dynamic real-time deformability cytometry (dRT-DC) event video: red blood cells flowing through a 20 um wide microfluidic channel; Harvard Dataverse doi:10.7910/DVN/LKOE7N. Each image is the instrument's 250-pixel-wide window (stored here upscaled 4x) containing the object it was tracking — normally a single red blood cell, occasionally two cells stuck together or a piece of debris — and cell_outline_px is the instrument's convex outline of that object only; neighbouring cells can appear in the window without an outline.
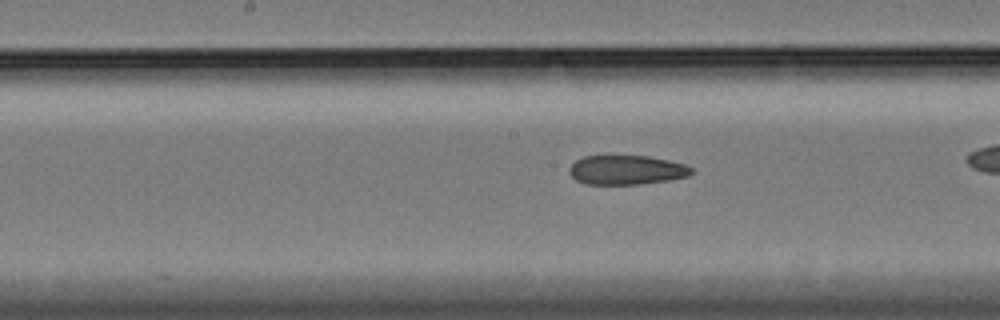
{"species": "Egyptian fruit bat (a non-hibernating species)", "species_latin": "Rousettus aegyptiacus", "temperature_condition": "cold", "stored_images_in_passage": 31, "camera_frame_rate_fps": 3000, "um_per_image_px": 0.085, "animal": {"sex": "female"}, "frame": {"image": 1, "passage_image": 14, "time_ms": 4.333, "image_size_px": [1000, 320], "cell_outline_px": [[696, 172], [688, 176], [668, 180], [640, 184], [584, 184], [576, 180], [568, 172], [568, 168], [576, 160], [584, 156], [648, 156], [668, 160], [684, 164], [692, 168]], "centroid_in_image_um": [53.25, 14.45], "position_along_channel_um": 194.9, "area_um2": 20.92}}
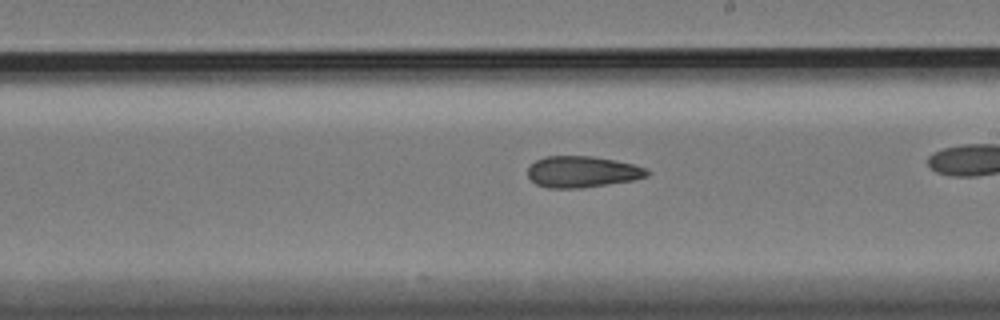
{"frame": {"image": 2, "passage_image": 18, "time_ms": 5.667, "image_size_px": [1000, 320], "cell_outline_px": [[652, 172], [648, 176], [632, 180], [584, 188], [548, 188], [536, 184], [528, 176], [528, 168], [536, 160], [544, 156], [592, 156], [616, 160], [632, 164], [644, 168]], "centroid_in_image_um": [49.49, 14.6], "position_along_channel_um": 239.5, "area_um2": 21.79}}
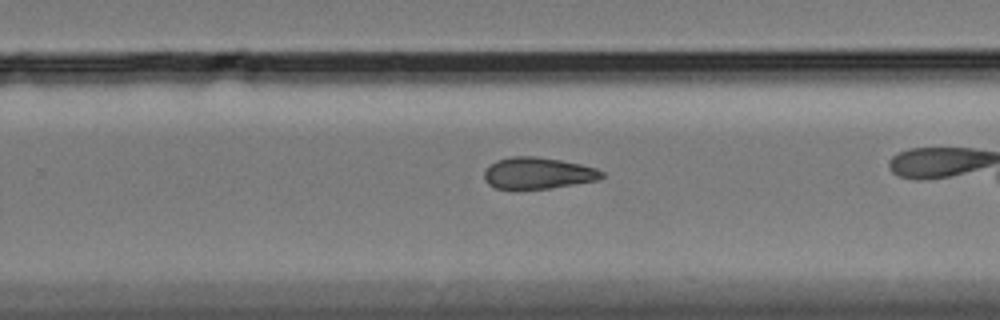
{"frame": {"image": 3, "passage_image": 22, "time_ms": 7.0, "image_size_px": [1000, 320], "cell_outline_px": [[604, 176], [600, 180], [552, 188], [496, 188], [488, 184], [484, 180], [484, 172], [496, 160], [512, 156], [536, 156], [560, 160], [580, 164], [596, 168], [604, 172]], "centroid_in_image_um": [45.76, 14.71], "position_along_channel_um": 284.0, "area_um2": 21.5}}